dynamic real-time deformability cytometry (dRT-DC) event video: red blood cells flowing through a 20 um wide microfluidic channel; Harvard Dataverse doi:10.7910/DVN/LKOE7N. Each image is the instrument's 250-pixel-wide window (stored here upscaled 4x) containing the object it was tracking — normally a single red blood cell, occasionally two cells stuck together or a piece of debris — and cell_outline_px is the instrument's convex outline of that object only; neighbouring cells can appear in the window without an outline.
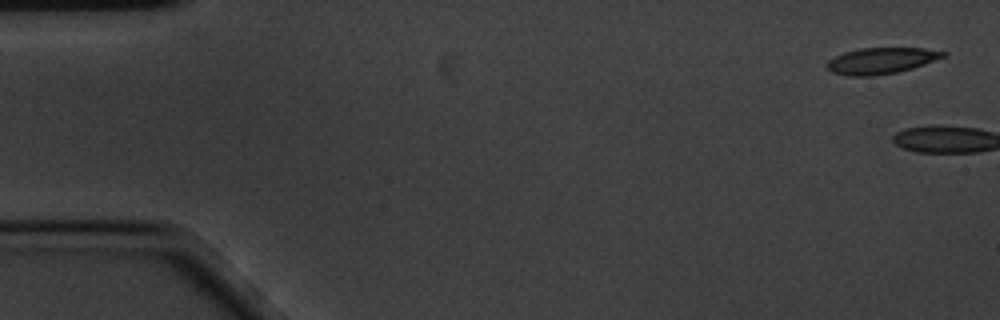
{"species": "common noctule bat (a hibernating species)", "species_latin": "Nyctalus noctula", "temperature_condition": "cold", "stored_images_in_passage": 7, "segment_of_instrument_passage": [1, 2], "camera_frame_rate_fps": 3000, "um_per_image_px": 0.085, "animal": {"sex": "male", "body_mass_g": 20.1, "forearm_length_mm": 53.5}, "frame": {"image": 1, "passage_image": 1, "time_ms": 0.0, "image_size_px": [1000, 320], "cell_outline_px": [[948, 52], [944, 56], [924, 64], [912, 68], [896, 72], [872, 76], [852, 76], [832, 72], [828, 68], [828, 60], [844, 52], [860, 48], [924, 48]], "centroid_in_image_um": [74.9, 5.15], "position_along_channel_um": 10.1, "area_um2": 17.46}}
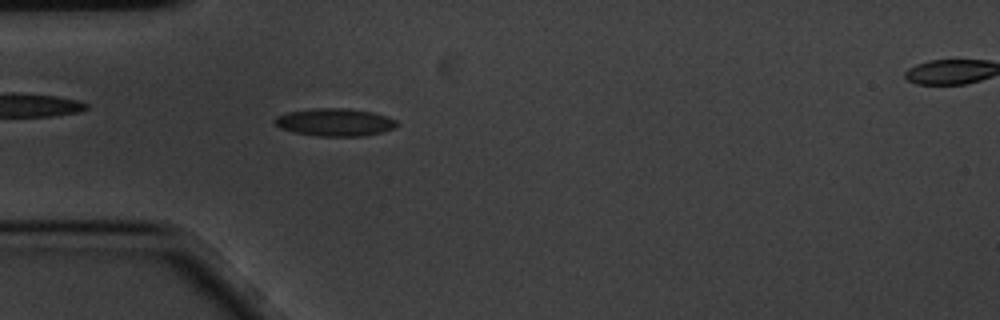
{"frame": {"image": 2, "passage_image": 6, "time_ms": 1.667, "image_size_px": [1000, 320], "cell_outline_px": [[400, 124], [396, 128], [364, 136], [316, 136], [296, 132], [280, 128], [272, 120], [276, 116], [288, 112], [316, 108], [348, 108], [372, 112], [388, 116], [396, 120]], "centroid_in_image_um": [28.5, 10.39], "position_along_channel_um": 56.5, "area_um2": 19.77}}